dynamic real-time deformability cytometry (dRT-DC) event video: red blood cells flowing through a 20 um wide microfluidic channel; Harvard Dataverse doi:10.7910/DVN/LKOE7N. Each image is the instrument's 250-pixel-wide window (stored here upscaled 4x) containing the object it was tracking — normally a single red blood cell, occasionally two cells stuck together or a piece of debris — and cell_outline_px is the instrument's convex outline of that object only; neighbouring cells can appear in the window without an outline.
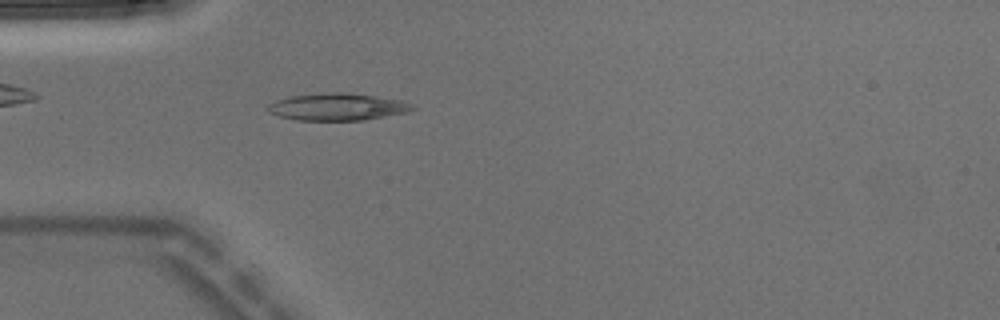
{"species": "Egyptian fruit bat (a non-hibernating species)", "species_latin": "Rousettus aegyptiacus", "temperature_condition": "warm", "stored_images_in_passage": 4, "camera_frame_rate_fps": 3000, "um_per_image_px": 0.085, "animal": {"sex": "male"}, "frame": {"image": 1, "passage_image": 4, "time_ms": 1.0, "image_size_px": [1000, 320], "cell_outline_px": [[416, 108], [408, 112], [364, 120], [296, 120], [280, 116], [268, 112], [268, 104], [276, 100], [288, 96], [320, 92], [344, 92], [404, 100], [412, 104]], "centroid_in_image_um": [28.68, 9.07], "position_along_channel_um": 56.3, "area_um2": 23.06}}